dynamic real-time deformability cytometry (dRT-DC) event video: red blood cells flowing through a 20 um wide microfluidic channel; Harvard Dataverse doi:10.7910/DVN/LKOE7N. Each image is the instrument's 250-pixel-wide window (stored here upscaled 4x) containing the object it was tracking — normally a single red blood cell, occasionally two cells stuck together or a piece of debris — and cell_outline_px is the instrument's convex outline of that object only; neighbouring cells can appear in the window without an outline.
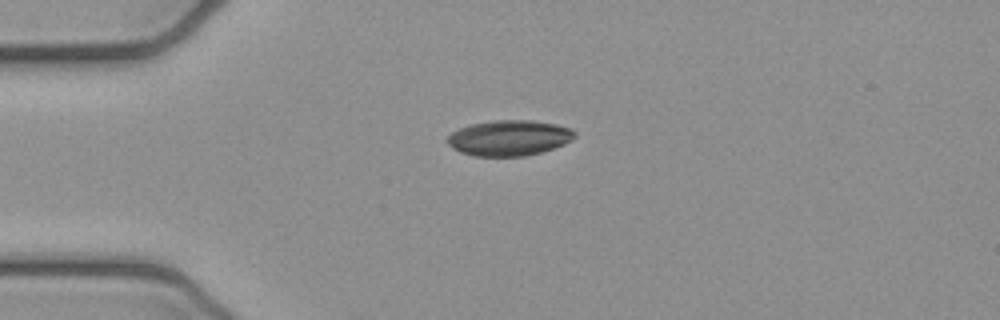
{"species": "common noctule bat (a hibernating species)", "species_latin": "Nyctalus noctula", "temperature_condition": "cold", "stored_images_in_passage": 3, "camera_frame_rate_fps": 3000, "um_per_image_px": 0.085, "animal": {"sex": "female", "body_mass_g": 21.9}, "frame": {"image": 1, "passage_image": 1, "time_ms": 0.0, "image_size_px": [1000, 320], "cell_outline_px": [[576, 136], [572, 140], [564, 144], [540, 152], [524, 156], [476, 156], [460, 152], [452, 148], [444, 140], [452, 132], [460, 128], [472, 124], [496, 120], [532, 120], [556, 124], [572, 128], [576, 132]], "centroid_in_image_um": [43.28, 11.72], "position_along_channel_um": 41.7, "area_um2": 26.41}}